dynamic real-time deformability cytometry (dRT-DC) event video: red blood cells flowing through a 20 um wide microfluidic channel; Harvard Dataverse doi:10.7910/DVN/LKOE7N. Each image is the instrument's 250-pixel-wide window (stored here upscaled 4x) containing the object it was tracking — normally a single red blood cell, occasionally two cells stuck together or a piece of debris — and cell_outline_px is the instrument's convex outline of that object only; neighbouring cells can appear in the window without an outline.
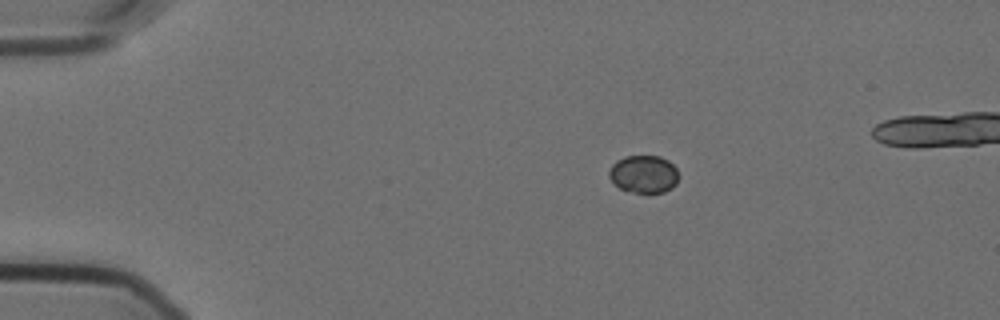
{"species": "Egyptian fruit bat (a non-hibernating species)", "species_latin": "Rousettus aegyptiacus", "temperature_condition": "cold", "stored_images_in_passage": 8, "camera_frame_rate_fps": 3000, "um_per_image_px": 0.085, "animal": {"sex": "female"}, "frame": {"image": 1, "passage_image": 1, "time_ms": 0.0, "image_size_px": [1000, 320], "cell_outline_px": [[680, 176], [676, 184], [672, 188], [664, 192], [632, 192], [620, 188], [608, 176], [608, 172], [612, 164], [616, 160], [624, 156], [660, 156], [668, 160], [676, 168]], "centroid_in_image_um": [54.73, 14.79], "position_along_channel_um": 30.3, "area_um2": 15.37}}